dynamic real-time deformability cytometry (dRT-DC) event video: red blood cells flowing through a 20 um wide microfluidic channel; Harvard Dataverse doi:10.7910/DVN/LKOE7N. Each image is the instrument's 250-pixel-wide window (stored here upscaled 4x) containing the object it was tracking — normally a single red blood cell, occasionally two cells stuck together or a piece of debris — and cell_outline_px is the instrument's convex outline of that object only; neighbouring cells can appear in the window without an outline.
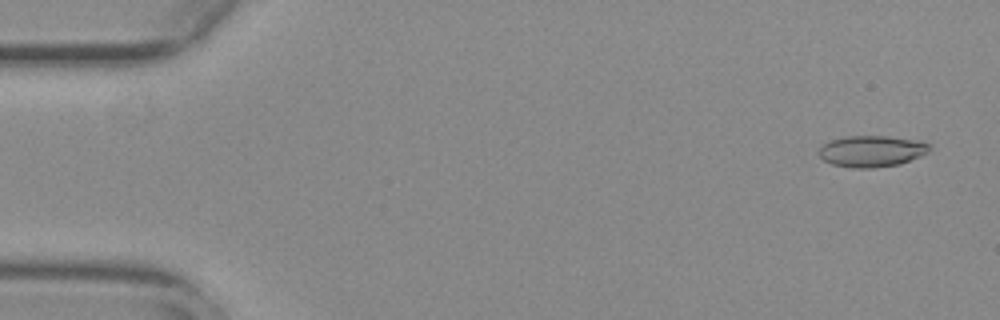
{"species": "common noctule bat (a hibernating species)", "species_latin": "Nyctalus noctula", "temperature_condition": "warm", "stored_images_in_passage": 55, "camera_frame_rate_fps": 3000, "um_per_image_px": 0.085, "animal": {"sex": "female", "body_mass_g": 29.2, "forearm_length_mm": 56.3}, "frame": {"image": 1, "passage_image": 3, "time_ms": 0.667, "image_size_px": [1000, 320], "cell_outline_px": [[932, 148], [928, 152], [920, 156], [900, 164], [876, 168], [852, 168], [832, 164], [824, 160], [820, 156], [820, 148], [828, 140], [848, 136], [888, 136], [920, 140], [932, 144]], "centroid_in_image_um": [74.14, 12.84], "position_along_channel_um": 10.9, "area_um2": 20.4}}
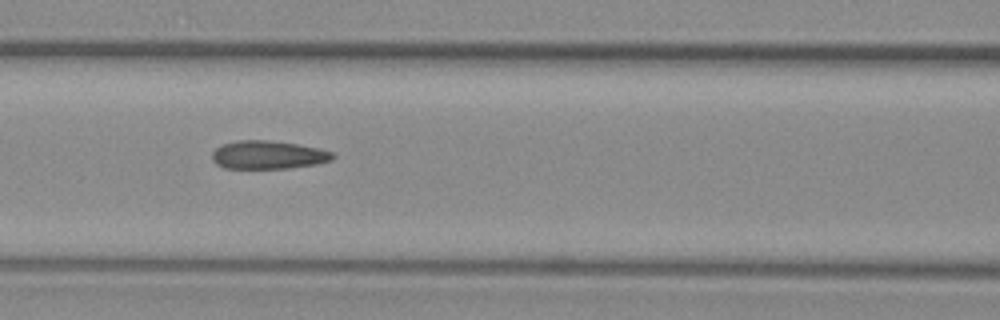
{"frame": {"image": 2, "passage_image": 24, "time_ms": 7.667, "image_size_px": [1000, 320], "cell_outline_px": [[336, 156], [332, 160], [316, 164], [288, 168], [224, 168], [216, 164], [212, 160], [212, 152], [220, 144], [236, 140], [268, 140], [296, 144], [316, 148], [332, 152]], "centroid_in_image_um": [22.75, 13.16], "position_along_channel_um": 143.9, "area_um2": 19.88}}
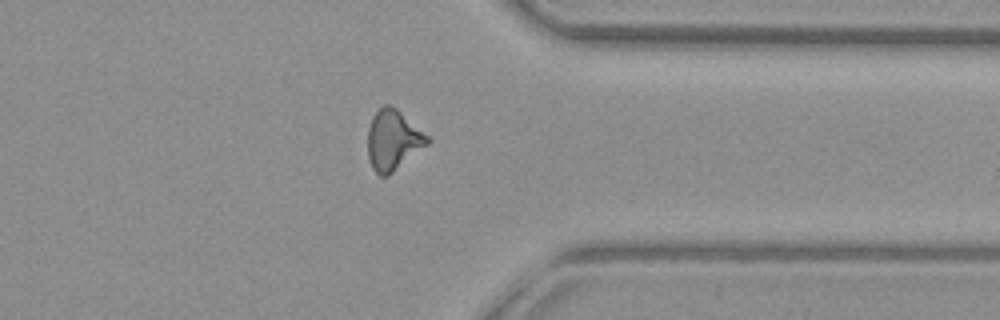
{"frame": {"image": 3, "passage_image": 43, "time_ms": 14.0, "image_size_px": [1000, 320], "cell_outline_px": [[432, 140], [428, 144], [388, 176], [380, 176], [372, 168], [368, 156], [368, 128], [372, 116], [384, 104], [388, 104], [396, 108], [428, 136]], "centroid_in_image_um": [33.4, 11.91], "position_along_channel_um": 378.0, "area_um2": 20.75}, "authors_computed_cell_mechanics": {"area_um2": 19.9988, "velocity_mm_per_s": 3.8089, "shape_relaxation_time_tau1_ms": null, "shape_relaxation_time_tau2_ms": 1.9562, "deformation_change_tau1": null, "deformation_change_tau2": 0.0952}}